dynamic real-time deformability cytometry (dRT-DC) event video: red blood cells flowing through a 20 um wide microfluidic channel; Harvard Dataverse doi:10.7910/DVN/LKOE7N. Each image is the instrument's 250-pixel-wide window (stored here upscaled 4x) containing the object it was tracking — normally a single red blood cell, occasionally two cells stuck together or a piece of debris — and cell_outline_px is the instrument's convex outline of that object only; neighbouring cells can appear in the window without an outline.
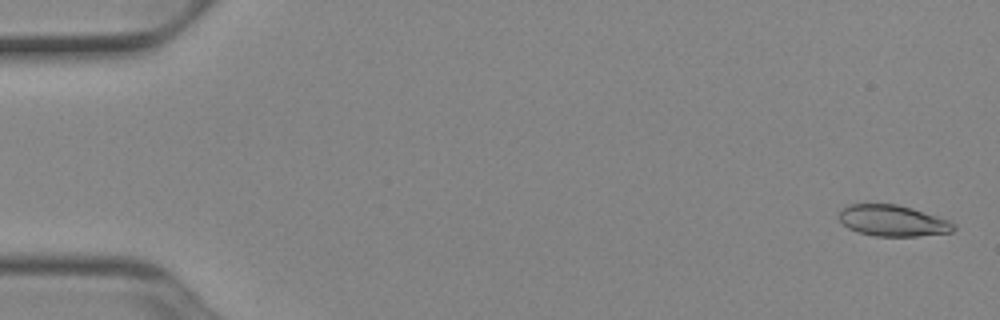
{"species": "Egyptian fruit bat (a non-hibernating species)", "species_latin": "Rousettus aegyptiacus", "temperature_condition": "cold", "stored_images_in_passage": 52, "camera_frame_rate_fps": 3000, "um_per_image_px": 0.085, "animal": {"sex": "female"}, "frame": {"image": 1, "passage_image": 2, "time_ms": 0.333, "image_size_px": [1000, 320], "cell_outline_px": [[956, 228], [952, 232], [916, 236], [876, 236], [860, 232], [848, 228], [840, 220], [840, 212], [848, 204], [896, 204], [912, 208], [948, 220], [956, 224]], "centroid_in_image_um": [75.91, 18.76], "position_along_channel_um": 9.1, "area_um2": 20.58}}
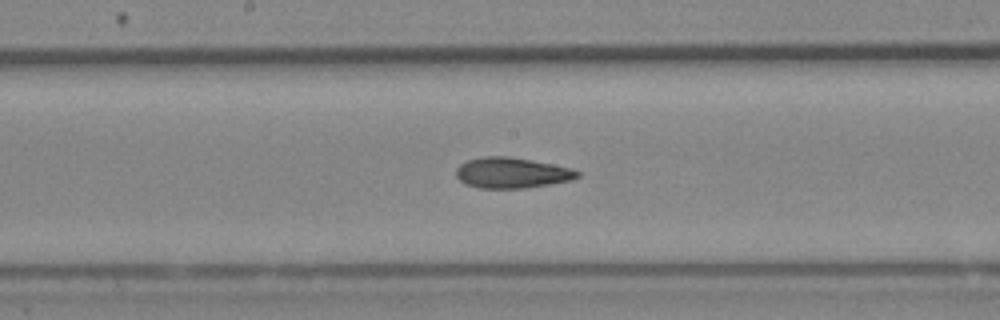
{"frame": {"image": 2, "passage_image": 28, "time_ms": 9.0, "image_size_px": [1000, 320], "cell_outline_px": [[580, 176], [572, 180], [524, 188], [480, 188], [464, 184], [456, 176], [456, 168], [460, 164], [468, 160], [484, 156], [508, 156], [532, 160], [572, 168], [580, 172]], "centroid_in_image_um": [43.49, 14.69], "position_along_channel_um": 204.7, "area_um2": 21.68}}
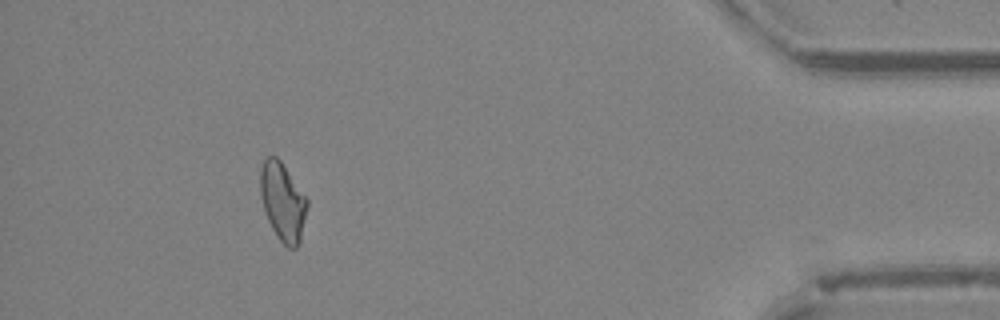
{"frame": {"image": 3, "passage_image": 48, "time_ms": 15.667, "image_size_px": [1000, 320], "cell_outline_px": [[308, 204], [300, 244], [296, 248], [288, 248], [276, 236], [268, 220], [260, 196], [260, 168], [264, 160], [268, 156], [276, 156], [280, 160], [308, 200]], "centroid_in_image_um": [24.03, 17.17], "position_along_channel_um": 411.2, "area_um2": 21.27}, "authors_computed_cell_mechanics": {"area_um2": 21.386, "velocity_mm_per_s": 3.9283, "shape_relaxation_time_tau1_ms": 7.755, "shape_relaxation_time_tau2_ms": 3.7592, "deformation_change_tau1": 0.1755, "deformation_change_tau2": 0.0943}}